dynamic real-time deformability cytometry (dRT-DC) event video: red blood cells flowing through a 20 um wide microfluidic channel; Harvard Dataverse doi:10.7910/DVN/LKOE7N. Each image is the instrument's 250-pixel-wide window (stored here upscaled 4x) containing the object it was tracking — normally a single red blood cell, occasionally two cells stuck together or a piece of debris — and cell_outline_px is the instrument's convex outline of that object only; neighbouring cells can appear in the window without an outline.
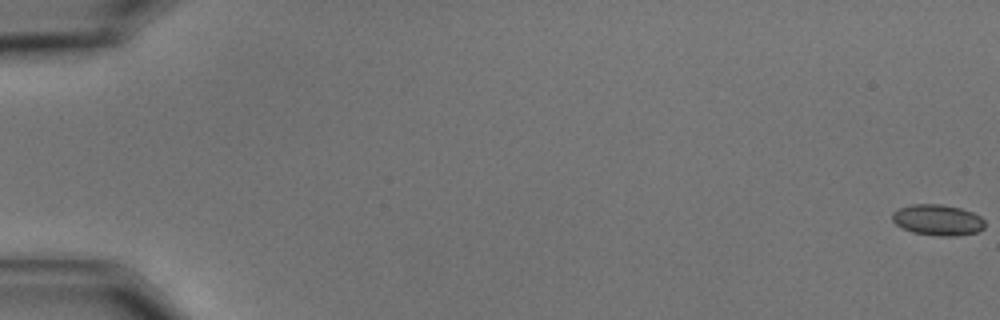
{"species": "common noctule bat (a hibernating species)", "species_latin": "Nyctalus noctula", "temperature_condition": "cold", "stored_images_in_passage": 2, "camera_frame_rate_fps": 3000, "um_per_image_px": 0.085, "animal": {"sex": "male", "body_mass_g": 15.6}, "frame": {"image": 1, "passage_image": 1, "time_ms": 0.0, "image_size_px": [1000, 320], "cell_outline_px": [[984, 228], [976, 232], [956, 236], [940, 236], [912, 232], [896, 224], [892, 220], [892, 212], [900, 208], [912, 204], [940, 204], [960, 208], [972, 212], [980, 216], [984, 220]], "centroid_in_image_um": [79.7, 18.69], "position_along_channel_um": 5.3, "area_um2": 16.59}}